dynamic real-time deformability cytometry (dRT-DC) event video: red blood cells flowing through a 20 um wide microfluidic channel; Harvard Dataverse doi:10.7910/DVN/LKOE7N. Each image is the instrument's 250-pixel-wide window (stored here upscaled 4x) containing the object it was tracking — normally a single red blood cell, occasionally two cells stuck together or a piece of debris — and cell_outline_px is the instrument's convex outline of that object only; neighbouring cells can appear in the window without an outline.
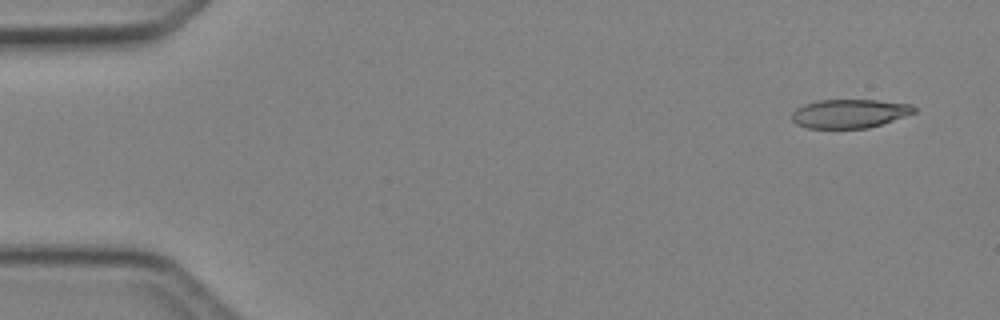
{"species": "Egyptian fruit bat (a non-hibernating species)", "species_latin": "Rousettus aegyptiacus", "temperature_condition": "cold", "stored_images_in_passage": 4, "camera_frame_rate_fps": 3000, "um_per_image_px": 0.085, "animal": {"sex": "female"}, "frame": {"image": 1, "passage_image": 1, "time_ms": 0.0, "image_size_px": [1000, 320], "cell_outline_px": [[916, 112], [868, 128], [808, 128], [796, 124], [792, 120], [792, 112], [796, 108], [804, 104], [820, 100], [876, 100], [912, 104], [916, 108]], "centroid_in_image_um": [72.19, 9.65], "position_along_channel_um": 12.8, "area_um2": 20.4}}
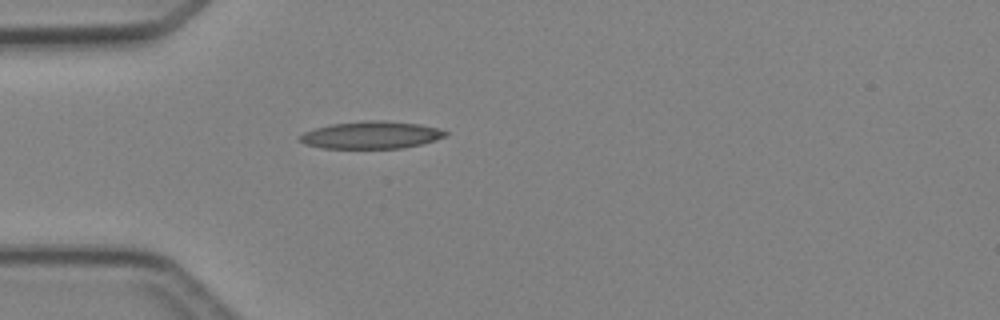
{"frame": {"image": 2, "passage_image": 4, "time_ms": 3.667, "image_size_px": [1000, 320], "cell_outline_px": [[448, 136], [420, 144], [404, 148], [320, 148], [304, 144], [300, 140], [300, 136], [304, 132], [316, 128], [332, 124], [364, 120], [380, 120], [420, 124], [436, 128], [448, 132]], "centroid_in_image_um": [31.55, 11.48], "position_along_channel_um": 53.4, "area_um2": 23.12}}